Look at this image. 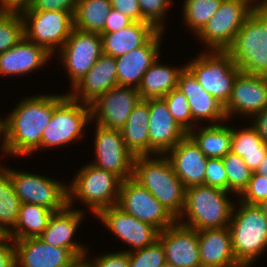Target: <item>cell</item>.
I'll return each mask as SVG.
<instances>
[{"instance_id": "6da1fadb", "label": "cell", "mask_w": 267, "mask_h": 267, "mask_svg": "<svg viewBox=\"0 0 267 267\" xmlns=\"http://www.w3.org/2000/svg\"><path fill=\"white\" fill-rule=\"evenodd\" d=\"M67 96L39 95L22 100L8 115L4 153L23 156L42 149L43 131L50 123L54 109Z\"/></svg>"}, {"instance_id": "7a4b0ae2", "label": "cell", "mask_w": 267, "mask_h": 267, "mask_svg": "<svg viewBox=\"0 0 267 267\" xmlns=\"http://www.w3.org/2000/svg\"><path fill=\"white\" fill-rule=\"evenodd\" d=\"M133 178L145 187L176 220L182 215L186 187L174 173L167 155L163 158L136 156Z\"/></svg>"}, {"instance_id": "3957f363", "label": "cell", "mask_w": 267, "mask_h": 267, "mask_svg": "<svg viewBox=\"0 0 267 267\" xmlns=\"http://www.w3.org/2000/svg\"><path fill=\"white\" fill-rule=\"evenodd\" d=\"M226 51L242 72L267 76V6L250 14Z\"/></svg>"}, {"instance_id": "277c9868", "label": "cell", "mask_w": 267, "mask_h": 267, "mask_svg": "<svg viewBox=\"0 0 267 267\" xmlns=\"http://www.w3.org/2000/svg\"><path fill=\"white\" fill-rule=\"evenodd\" d=\"M227 193L205 184L186 188L182 215L177 221L187 213L188 222L181 224L197 231L229 226L235 207L227 198Z\"/></svg>"}, {"instance_id": "5b68a950", "label": "cell", "mask_w": 267, "mask_h": 267, "mask_svg": "<svg viewBox=\"0 0 267 267\" xmlns=\"http://www.w3.org/2000/svg\"><path fill=\"white\" fill-rule=\"evenodd\" d=\"M240 206L236 213L232 211L228 228L236 260L249 267L267 248V218L258 205L241 201Z\"/></svg>"}, {"instance_id": "8992f818", "label": "cell", "mask_w": 267, "mask_h": 267, "mask_svg": "<svg viewBox=\"0 0 267 267\" xmlns=\"http://www.w3.org/2000/svg\"><path fill=\"white\" fill-rule=\"evenodd\" d=\"M121 183L122 179L118 175L93 164L86 165L68 187V205L72 206V198L75 196L98 215L103 209L117 205Z\"/></svg>"}, {"instance_id": "52a82bcc", "label": "cell", "mask_w": 267, "mask_h": 267, "mask_svg": "<svg viewBox=\"0 0 267 267\" xmlns=\"http://www.w3.org/2000/svg\"><path fill=\"white\" fill-rule=\"evenodd\" d=\"M209 52L199 55L186 67L194 74L204 90L225 106L230 98L235 78L241 70L227 51Z\"/></svg>"}, {"instance_id": "ba28073f", "label": "cell", "mask_w": 267, "mask_h": 267, "mask_svg": "<svg viewBox=\"0 0 267 267\" xmlns=\"http://www.w3.org/2000/svg\"><path fill=\"white\" fill-rule=\"evenodd\" d=\"M250 0H223L217 12L197 34L211 50L226 51L250 14L257 8Z\"/></svg>"}, {"instance_id": "9c48e42d", "label": "cell", "mask_w": 267, "mask_h": 267, "mask_svg": "<svg viewBox=\"0 0 267 267\" xmlns=\"http://www.w3.org/2000/svg\"><path fill=\"white\" fill-rule=\"evenodd\" d=\"M19 12L24 22V37L45 48L50 54L55 52L54 48L63 47L74 29L73 14L67 11L19 10Z\"/></svg>"}, {"instance_id": "30bf717a", "label": "cell", "mask_w": 267, "mask_h": 267, "mask_svg": "<svg viewBox=\"0 0 267 267\" xmlns=\"http://www.w3.org/2000/svg\"><path fill=\"white\" fill-rule=\"evenodd\" d=\"M3 169L10 175L15 194L21 204L33 203L53 212L61 211L68 206V187L64 183L60 184L40 175Z\"/></svg>"}, {"instance_id": "8fae6325", "label": "cell", "mask_w": 267, "mask_h": 267, "mask_svg": "<svg viewBox=\"0 0 267 267\" xmlns=\"http://www.w3.org/2000/svg\"><path fill=\"white\" fill-rule=\"evenodd\" d=\"M78 103L68 95L54 109L51 121L42 134V148L61 146L83 136V127L92 120L91 107Z\"/></svg>"}, {"instance_id": "7c38bea8", "label": "cell", "mask_w": 267, "mask_h": 267, "mask_svg": "<svg viewBox=\"0 0 267 267\" xmlns=\"http://www.w3.org/2000/svg\"><path fill=\"white\" fill-rule=\"evenodd\" d=\"M117 206L159 231L170 227L176 221L168 210L133 177L122 180Z\"/></svg>"}, {"instance_id": "4fadbf2b", "label": "cell", "mask_w": 267, "mask_h": 267, "mask_svg": "<svg viewBox=\"0 0 267 267\" xmlns=\"http://www.w3.org/2000/svg\"><path fill=\"white\" fill-rule=\"evenodd\" d=\"M59 52L74 86L103 54L101 35L74 28Z\"/></svg>"}, {"instance_id": "5bb4252c", "label": "cell", "mask_w": 267, "mask_h": 267, "mask_svg": "<svg viewBox=\"0 0 267 267\" xmlns=\"http://www.w3.org/2000/svg\"><path fill=\"white\" fill-rule=\"evenodd\" d=\"M96 125L94 144L97 158L92 164L118 175L122 180L133 177L135 156L127 149L120 129Z\"/></svg>"}, {"instance_id": "9a60e30c", "label": "cell", "mask_w": 267, "mask_h": 267, "mask_svg": "<svg viewBox=\"0 0 267 267\" xmlns=\"http://www.w3.org/2000/svg\"><path fill=\"white\" fill-rule=\"evenodd\" d=\"M140 100L138 88L113 87L90 105L91 118L96 116L102 127L121 129Z\"/></svg>"}, {"instance_id": "2e32d148", "label": "cell", "mask_w": 267, "mask_h": 267, "mask_svg": "<svg viewBox=\"0 0 267 267\" xmlns=\"http://www.w3.org/2000/svg\"><path fill=\"white\" fill-rule=\"evenodd\" d=\"M267 107V76L240 71L224 106L226 117L241 113L256 115Z\"/></svg>"}, {"instance_id": "e0dca14e", "label": "cell", "mask_w": 267, "mask_h": 267, "mask_svg": "<svg viewBox=\"0 0 267 267\" xmlns=\"http://www.w3.org/2000/svg\"><path fill=\"white\" fill-rule=\"evenodd\" d=\"M97 217L134 250L149 246L158 239L160 231L156 227L124 212L117 205L103 209Z\"/></svg>"}, {"instance_id": "ac0fdd59", "label": "cell", "mask_w": 267, "mask_h": 267, "mask_svg": "<svg viewBox=\"0 0 267 267\" xmlns=\"http://www.w3.org/2000/svg\"><path fill=\"white\" fill-rule=\"evenodd\" d=\"M164 246L166 262L176 267H201L198 231L177 220L159 232Z\"/></svg>"}, {"instance_id": "d6986e66", "label": "cell", "mask_w": 267, "mask_h": 267, "mask_svg": "<svg viewBox=\"0 0 267 267\" xmlns=\"http://www.w3.org/2000/svg\"><path fill=\"white\" fill-rule=\"evenodd\" d=\"M148 107L149 155H165L188 133L175 121L163 98L148 99Z\"/></svg>"}, {"instance_id": "ffe728a7", "label": "cell", "mask_w": 267, "mask_h": 267, "mask_svg": "<svg viewBox=\"0 0 267 267\" xmlns=\"http://www.w3.org/2000/svg\"><path fill=\"white\" fill-rule=\"evenodd\" d=\"M13 241L16 267H68L78 258L70 249L46 244L39 237Z\"/></svg>"}, {"instance_id": "44dd1931", "label": "cell", "mask_w": 267, "mask_h": 267, "mask_svg": "<svg viewBox=\"0 0 267 267\" xmlns=\"http://www.w3.org/2000/svg\"><path fill=\"white\" fill-rule=\"evenodd\" d=\"M167 155L174 173L186 188L205 184L208 158L188 134Z\"/></svg>"}, {"instance_id": "7402d4cb", "label": "cell", "mask_w": 267, "mask_h": 267, "mask_svg": "<svg viewBox=\"0 0 267 267\" xmlns=\"http://www.w3.org/2000/svg\"><path fill=\"white\" fill-rule=\"evenodd\" d=\"M116 86H118L116 59L102 54L86 75L73 86L74 92L68 95L75 101L91 105L101 95ZM79 97L82 98L81 101Z\"/></svg>"}, {"instance_id": "603a6c76", "label": "cell", "mask_w": 267, "mask_h": 267, "mask_svg": "<svg viewBox=\"0 0 267 267\" xmlns=\"http://www.w3.org/2000/svg\"><path fill=\"white\" fill-rule=\"evenodd\" d=\"M161 34L158 31L146 44L115 58L118 86H140L145 72L158 60Z\"/></svg>"}, {"instance_id": "cb8c5ba5", "label": "cell", "mask_w": 267, "mask_h": 267, "mask_svg": "<svg viewBox=\"0 0 267 267\" xmlns=\"http://www.w3.org/2000/svg\"><path fill=\"white\" fill-rule=\"evenodd\" d=\"M82 217V210H72L68 205L61 211L53 212L47 227L38 237L46 244L70 249L78 258L86 256L84 246L72 241Z\"/></svg>"}, {"instance_id": "d4e9b609", "label": "cell", "mask_w": 267, "mask_h": 267, "mask_svg": "<svg viewBox=\"0 0 267 267\" xmlns=\"http://www.w3.org/2000/svg\"><path fill=\"white\" fill-rule=\"evenodd\" d=\"M201 267H242L235 258L227 227L198 231Z\"/></svg>"}, {"instance_id": "484cf974", "label": "cell", "mask_w": 267, "mask_h": 267, "mask_svg": "<svg viewBox=\"0 0 267 267\" xmlns=\"http://www.w3.org/2000/svg\"><path fill=\"white\" fill-rule=\"evenodd\" d=\"M177 88L187 97L195 122L200 119L219 122L227 118L224 106L204 90L187 67L180 73Z\"/></svg>"}, {"instance_id": "4316f807", "label": "cell", "mask_w": 267, "mask_h": 267, "mask_svg": "<svg viewBox=\"0 0 267 267\" xmlns=\"http://www.w3.org/2000/svg\"><path fill=\"white\" fill-rule=\"evenodd\" d=\"M51 55L45 48L23 37L16 45L0 53V74L15 76L32 72L44 65Z\"/></svg>"}, {"instance_id": "83f0119b", "label": "cell", "mask_w": 267, "mask_h": 267, "mask_svg": "<svg viewBox=\"0 0 267 267\" xmlns=\"http://www.w3.org/2000/svg\"><path fill=\"white\" fill-rule=\"evenodd\" d=\"M158 30L148 22H133L112 33H101L103 54L117 58L146 44Z\"/></svg>"}, {"instance_id": "f1b7e54d", "label": "cell", "mask_w": 267, "mask_h": 267, "mask_svg": "<svg viewBox=\"0 0 267 267\" xmlns=\"http://www.w3.org/2000/svg\"><path fill=\"white\" fill-rule=\"evenodd\" d=\"M127 149L136 156H149L148 99L140 100L120 129Z\"/></svg>"}, {"instance_id": "f546056e", "label": "cell", "mask_w": 267, "mask_h": 267, "mask_svg": "<svg viewBox=\"0 0 267 267\" xmlns=\"http://www.w3.org/2000/svg\"><path fill=\"white\" fill-rule=\"evenodd\" d=\"M157 60L143 75L138 92L141 100L150 98H163L171 90L176 89L183 68H171L157 64ZM179 69V70H178Z\"/></svg>"}, {"instance_id": "4dcf8cb0", "label": "cell", "mask_w": 267, "mask_h": 267, "mask_svg": "<svg viewBox=\"0 0 267 267\" xmlns=\"http://www.w3.org/2000/svg\"><path fill=\"white\" fill-rule=\"evenodd\" d=\"M53 211L37 204L23 203L20 206L16 225L7 234L11 239L38 237L47 227Z\"/></svg>"}, {"instance_id": "1f68e13d", "label": "cell", "mask_w": 267, "mask_h": 267, "mask_svg": "<svg viewBox=\"0 0 267 267\" xmlns=\"http://www.w3.org/2000/svg\"><path fill=\"white\" fill-rule=\"evenodd\" d=\"M231 152L243 158L245 164L252 172L264 160L267 153V144L253 126L236 131L232 128Z\"/></svg>"}, {"instance_id": "d6a6232c", "label": "cell", "mask_w": 267, "mask_h": 267, "mask_svg": "<svg viewBox=\"0 0 267 267\" xmlns=\"http://www.w3.org/2000/svg\"><path fill=\"white\" fill-rule=\"evenodd\" d=\"M188 135L198 145L207 158H222L231 151L232 129L218 123L203 128L197 135Z\"/></svg>"}, {"instance_id": "836d02e7", "label": "cell", "mask_w": 267, "mask_h": 267, "mask_svg": "<svg viewBox=\"0 0 267 267\" xmlns=\"http://www.w3.org/2000/svg\"><path fill=\"white\" fill-rule=\"evenodd\" d=\"M110 11V0H78L73 15L74 28L101 34Z\"/></svg>"}, {"instance_id": "e575fe53", "label": "cell", "mask_w": 267, "mask_h": 267, "mask_svg": "<svg viewBox=\"0 0 267 267\" xmlns=\"http://www.w3.org/2000/svg\"><path fill=\"white\" fill-rule=\"evenodd\" d=\"M20 206L10 175L0 166V235H7L14 228Z\"/></svg>"}, {"instance_id": "d590c367", "label": "cell", "mask_w": 267, "mask_h": 267, "mask_svg": "<svg viewBox=\"0 0 267 267\" xmlns=\"http://www.w3.org/2000/svg\"><path fill=\"white\" fill-rule=\"evenodd\" d=\"M223 0H185L183 5L185 23L197 35L207 21L217 12Z\"/></svg>"}, {"instance_id": "8d00e7d4", "label": "cell", "mask_w": 267, "mask_h": 267, "mask_svg": "<svg viewBox=\"0 0 267 267\" xmlns=\"http://www.w3.org/2000/svg\"><path fill=\"white\" fill-rule=\"evenodd\" d=\"M24 37V22L19 10H0V53Z\"/></svg>"}, {"instance_id": "74e56055", "label": "cell", "mask_w": 267, "mask_h": 267, "mask_svg": "<svg viewBox=\"0 0 267 267\" xmlns=\"http://www.w3.org/2000/svg\"><path fill=\"white\" fill-rule=\"evenodd\" d=\"M222 160L228 177V192L241 195L249 184L252 171L243 158L231 151Z\"/></svg>"}, {"instance_id": "f35d334b", "label": "cell", "mask_w": 267, "mask_h": 267, "mask_svg": "<svg viewBox=\"0 0 267 267\" xmlns=\"http://www.w3.org/2000/svg\"><path fill=\"white\" fill-rule=\"evenodd\" d=\"M163 99L166 102L167 108L178 125L187 133L194 131L190 105L187 97L178 88L171 90Z\"/></svg>"}, {"instance_id": "ab89813d", "label": "cell", "mask_w": 267, "mask_h": 267, "mask_svg": "<svg viewBox=\"0 0 267 267\" xmlns=\"http://www.w3.org/2000/svg\"><path fill=\"white\" fill-rule=\"evenodd\" d=\"M129 251V267H162L166 263L164 246L157 239L153 244Z\"/></svg>"}, {"instance_id": "60d3db41", "label": "cell", "mask_w": 267, "mask_h": 267, "mask_svg": "<svg viewBox=\"0 0 267 267\" xmlns=\"http://www.w3.org/2000/svg\"><path fill=\"white\" fill-rule=\"evenodd\" d=\"M138 3L142 22H148L158 31H162L165 27H163L161 19L165 15V10L169 8L168 5L171 4V0H138Z\"/></svg>"}, {"instance_id": "b9f144b4", "label": "cell", "mask_w": 267, "mask_h": 267, "mask_svg": "<svg viewBox=\"0 0 267 267\" xmlns=\"http://www.w3.org/2000/svg\"><path fill=\"white\" fill-rule=\"evenodd\" d=\"M240 196L244 203L259 205L267 199V178L252 172L249 184Z\"/></svg>"}, {"instance_id": "7bdbcfd3", "label": "cell", "mask_w": 267, "mask_h": 267, "mask_svg": "<svg viewBox=\"0 0 267 267\" xmlns=\"http://www.w3.org/2000/svg\"><path fill=\"white\" fill-rule=\"evenodd\" d=\"M205 185L228 191V177L222 158H208Z\"/></svg>"}, {"instance_id": "ee69618b", "label": "cell", "mask_w": 267, "mask_h": 267, "mask_svg": "<svg viewBox=\"0 0 267 267\" xmlns=\"http://www.w3.org/2000/svg\"><path fill=\"white\" fill-rule=\"evenodd\" d=\"M78 0H32L20 10L67 11L74 15Z\"/></svg>"}, {"instance_id": "f6af8a7d", "label": "cell", "mask_w": 267, "mask_h": 267, "mask_svg": "<svg viewBox=\"0 0 267 267\" xmlns=\"http://www.w3.org/2000/svg\"><path fill=\"white\" fill-rule=\"evenodd\" d=\"M90 264L92 267H129V251L103 254Z\"/></svg>"}, {"instance_id": "bcb514c9", "label": "cell", "mask_w": 267, "mask_h": 267, "mask_svg": "<svg viewBox=\"0 0 267 267\" xmlns=\"http://www.w3.org/2000/svg\"><path fill=\"white\" fill-rule=\"evenodd\" d=\"M111 8L118 10L133 22H142L138 0H110Z\"/></svg>"}, {"instance_id": "7dc6e473", "label": "cell", "mask_w": 267, "mask_h": 267, "mask_svg": "<svg viewBox=\"0 0 267 267\" xmlns=\"http://www.w3.org/2000/svg\"><path fill=\"white\" fill-rule=\"evenodd\" d=\"M10 241L13 243L7 235H0V267H16V249Z\"/></svg>"}, {"instance_id": "c3c4849f", "label": "cell", "mask_w": 267, "mask_h": 267, "mask_svg": "<svg viewBox=\"0 0 267 267\" xmlns=\"http://www.w3.org/2000/svg\"><path fill=\"white\" fill-rule=\"evenodd\" d=\"M132 23L133 21L130 18H128L118 10L111 8V11L105 21L102 33H112L119 31L124 27H128Z\"/></svg>"}, {"instance_id": "681fc988", "label": "cell", "mask_w": 267, "mask_h": 267, "mask_svg": "<svg viewBox=\"0 0 267 267\" xmlns=\"http://www.w3.org/2000/svg\"><path fill=\"white\" fill-rule=\"evenodd\" d=\"M253 127L258 132L265 144H267V107L254 115Z\"/></svg>"}, {"instance_id": "f907efd6", "label": "cell", "mask_w": 267, "mask_h": 267, "mask_svg": "<svg viewBox=\"0 0 267 267\" xmlns=\"http://www.w3.org/2000/svg\"><path fill=\"white\" fill-rule=\"evenodd\" d=\"M31 2L32 0H0V10H20Z\"/></svg>"}, {"instance_id": "816d5d0a", "label": "cell", "mask_w": 267, "mask_h": 267, "mask_svg": "<svg viewBox=\"0 0 267 267\" xmlns=\"http://www.w3.org/2000/svg\"><path fill=\"white\" fill-rule=\"evenodd\" d=\"M0 134L4 135L3 144L1 146L3 147L2 150L4 151L7 144V119H4L3 121L0 119Z\"/></svg>"}, {"instance_id": "f5cc1de1", "label": "cell", "mask_w": 267, "mask_h": 267, "mask_svg": "<svg viewBox=\"0 0 267 267\" xmlns=\"http://www.w3.org/2000/svg\"><path fill=\"white\" fill-rule=\"evenodd\" d=\"M254 173L260 174L267 178V153L265 155L264 160L258 165Z\"/></svg>"}, {"instance_id": "db71d44e", "label": "cell", "mask_w": 267, "mask_h": 267, "mask_svg": "<svg viewBox=\"0 0 267 267\" xmlns=\"http://www.w3.org/2000/svg\"><path fill=\"white\" fill-rule=\"evenodd\" d=\"M68 267H92V265L90 264V262H88V260H86V257H80L77 258L70 266Z\"/></svg>"}, {"instance_id": "11a10c76", "label": "cell", "mask_w": 267, "mask_h": 267, "mask_svg": "<svg viewBox=\"0 0 267 267\" xmlns=\"http://www.w3.org/2000/svg\"><path fill=\"white\" fill-rule=\"evenodd\" d=\"M258 206L261 208L265 217L267 218V199L261 202Z\"/></svg>"}, {"instance_id": "9f6ffc18", "label": "cell", "mask_w": 267, "mask_h": 267, "mask_svg": "<svg viewBox=\"0 0 267 267\" xmlns=\"http://www.w3.org/2000/svg\"><path fill=\"white\" fill-rule=\"evenodd\" d=\"M253 2V0H250ZM267 6V0H264L263 2L260 1V4H257V7H266Z\"/></svg>"}, {"instance_id": "6f0895ef", "label": "cell", "mask_w": 267, "mask_h": 267, "mask_svg": "<svg viewBox=\"0 0 267 267\" xmlns=\"http://www.w3.org/2000/svg\"><path fill=\"white\" fill-rule=\"evenodd\" d=\"M162 267H176L173 264L166 262Z\"/></svg>"}]
</instances>
